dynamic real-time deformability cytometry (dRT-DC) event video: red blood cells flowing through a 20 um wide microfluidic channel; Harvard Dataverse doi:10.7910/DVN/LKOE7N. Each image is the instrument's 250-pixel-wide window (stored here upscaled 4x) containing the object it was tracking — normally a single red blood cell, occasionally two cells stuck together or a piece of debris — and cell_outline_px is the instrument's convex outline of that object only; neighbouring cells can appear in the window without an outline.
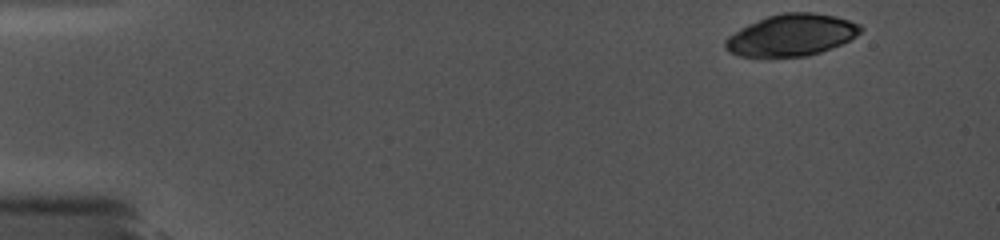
{"species": "common noctule bat (a hibernating species)", "species_latin": "Nyctalus noctula", "temperature_condition": "cold", "stored_images_in_passage": 6, "camera_frame_rate_fps": 5000, "um_per_image_px": 0.085, "animal": {"sex": "female", "body_mass_g": 19.0, "forearm_length_mm": 56.7}, "frame": {"image": 1, "passage_image": 1, "time_ms": 0.0, "image_size_px": [1000, 240], "cell_outline_px": [[864, 28], [856, 36], [840, 44], [820, 52], [804, 56], [740, 56], [728, 52], [724, 48], [724, 40], [728, 36], [748, 24], [768, 16], [784, 12], [812, 12], [836, 16], [860, 24]], "centroid_in_image_um": [67.26, 2.97], "position_along_channel_um": 17.7, "area_um2": 32.66}}